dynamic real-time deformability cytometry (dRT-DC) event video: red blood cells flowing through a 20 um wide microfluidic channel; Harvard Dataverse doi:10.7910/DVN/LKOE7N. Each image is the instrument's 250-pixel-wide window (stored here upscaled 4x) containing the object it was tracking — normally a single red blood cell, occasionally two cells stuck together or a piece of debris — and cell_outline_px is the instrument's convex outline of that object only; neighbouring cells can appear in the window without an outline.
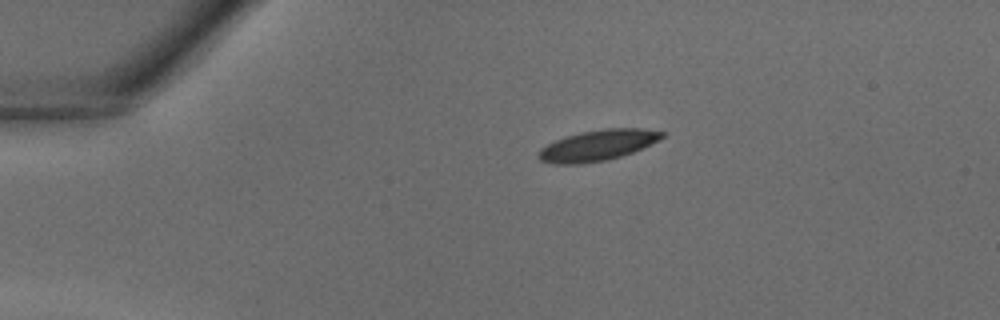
{"species": "common noctule bat (a hibernating species)", "species_latin": "Nyctalus noctula", "temperature_condition": "warm", "stored_images_in_passage": 32, "camera_frame_rate_fps": 3000, "um_per_image_px": 0.085, "animal": {"sex": "male", "body_mass_g": 18.8}, "frame": {"image": 1, "passage_image": 1, "time_ms": 0.0, "image_size_px": [1000, 320], "cell_outline_px": [[664, 136], [632, 152], [620, 156], [604, 160], [580, 164], [552, 164], [540, 160], [536, 156], [540, 148], [556, 140], [580, 132], [604, 128], [640, 128], [664, 132]], "centroid_in_image_um": [50.73, 12.35], "position_along_channel_um": 34.3, "area_um2": 21.79}}
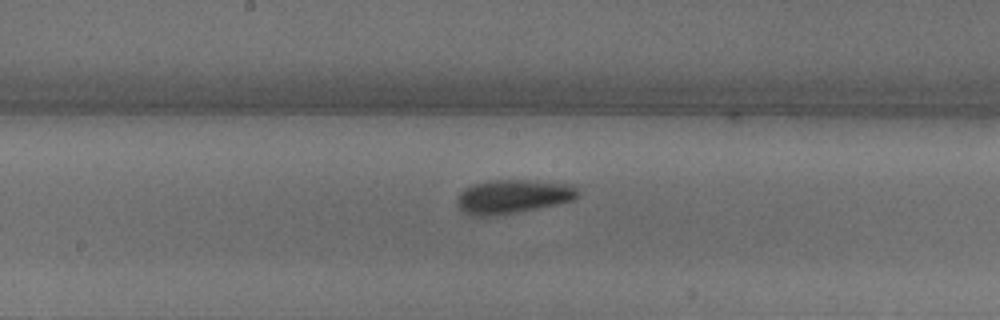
{"frame": {"image": 2, "passage_image": 14, "time_ms": 4.333, "image_size_px": [1000, 320], "cell_outline_px": [[580, 196], [572, 200], [556, 204], [516, 212], [488, 216], [472, 216], [464, 212], [456, 204], [456, 200], [460, 192], [464, 188], [472, 184], [488, 180], [528, 180], [572, 184], [580, 192]], "centroid_in_image_um": [43.57, 16.69], "position_along_channel_um": 204.6, "area_um2": 23.87}}
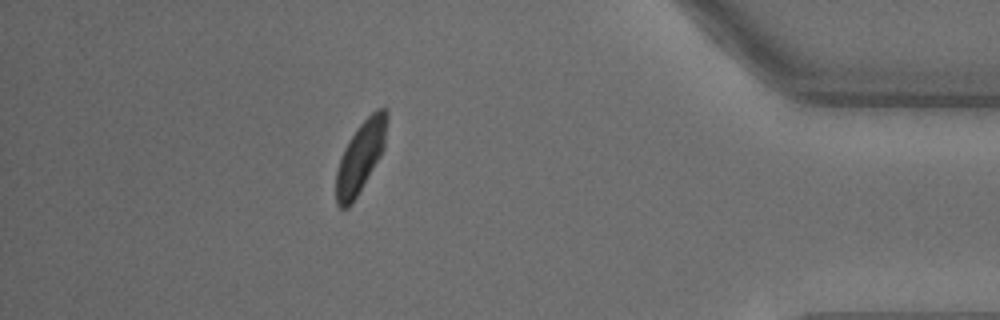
{"frame": {"image": 3, "passage_image": 28, "time_ms": 9.0, "image_size_px": [1000, 320], "cell_outline_px": [[388, 116], [384, 148], [380, 156], [356, 196], [348, 208], [340, 208], [336, 204], [336, 172], [340, 156], [348, 140], [356, 128], [376, 108], [388, 108]], "centroid_in_image_um": [30.64, 13.29], "position_along_channel_um": 404.6, "area_um2": 20.92}}